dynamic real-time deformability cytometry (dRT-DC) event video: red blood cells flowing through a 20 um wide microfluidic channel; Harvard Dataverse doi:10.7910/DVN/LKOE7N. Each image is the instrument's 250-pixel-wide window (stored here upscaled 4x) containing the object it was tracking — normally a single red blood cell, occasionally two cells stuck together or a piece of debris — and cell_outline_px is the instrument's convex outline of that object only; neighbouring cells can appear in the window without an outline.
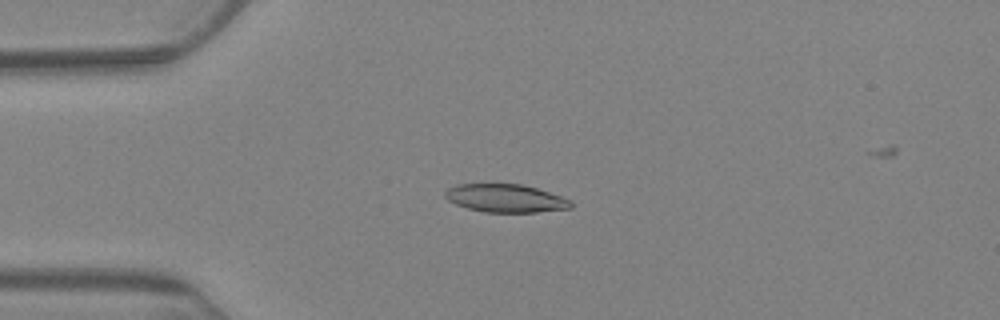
{"species": "Egyptian fruit bat (a non-hibernating species)", "species_latin": "Rousettus aegyptiacus", "temperature_condition": "warm", "stored_images_in_passage": 6, "camera_frame_rate_fps": 3000, "um_per_image_px": 0.085, "animal": {"sex": "female"}, "frame": {"image": 1, "passage_image": 5, "time_ms": 4.667, "image_size_px": [1000, 320], "cell_outline_px": [[572, 208], [536, 212], [484, 212], [468, 208], [456, 204], [448, 200], [444, 196], [444, 192], [448, 188], [456, 184], [524, 184], [572, 200]], "centroid_in_image_um": [42.96, 16.85], "position_along_channel_um": 42.0, "area_um2": 20.58}}